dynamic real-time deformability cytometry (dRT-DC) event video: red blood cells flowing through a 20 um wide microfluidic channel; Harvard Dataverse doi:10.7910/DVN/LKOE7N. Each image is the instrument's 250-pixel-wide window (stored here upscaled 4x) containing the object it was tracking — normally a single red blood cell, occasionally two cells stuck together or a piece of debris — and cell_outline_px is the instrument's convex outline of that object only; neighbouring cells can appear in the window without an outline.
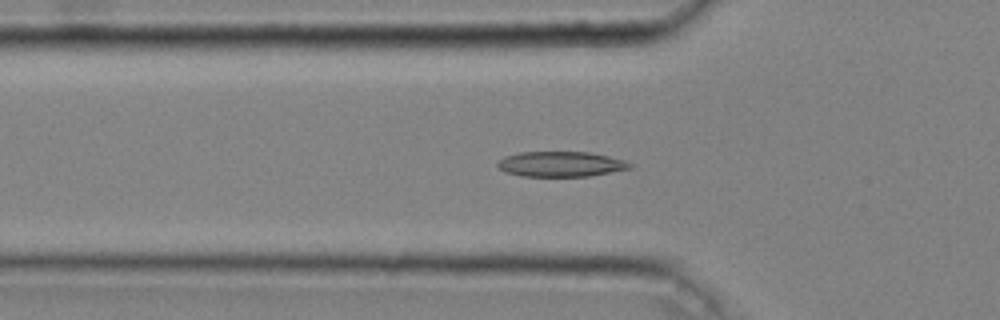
{"species": "common noctule bat (a hibernating species)", "species_latin": "Nyctalus noctula", "temperature_condition": "cold", "stored_images_in_passage": 47, "camera_frame_rate_fps": 3000, "um_per_image_px": 0.085, "animal": {"sex": "male", "body_mass_g": 20.4}, "frame": {"image": 1, "passage_image": 16, "time_ms": 5.0, "image_size_px": [1000, 320], "cell_outline_px": [[632, 168], [588, 176], [520, 176], [504, 172], [496, 164], [504, 156], [520, 152], [588, 152], [608, 156], [624, 160], [632, 164]], "centroid_in_image_um": [47.64, 13.95], "position_along_channel_um": 78.2, "area_um2": 19.36}}
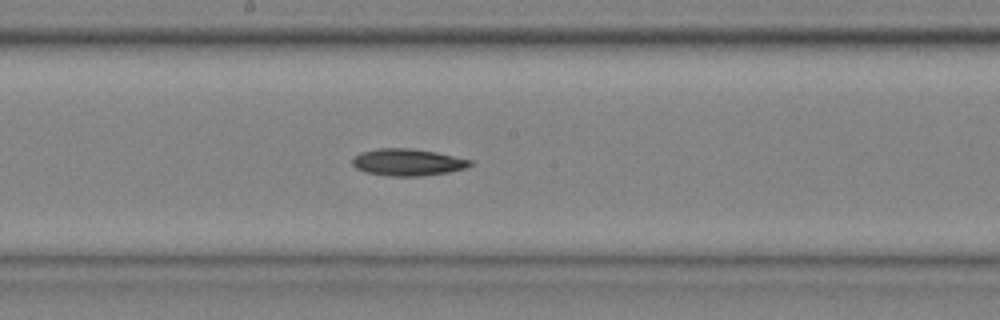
{"frame": {"image": 2, "passage_image": 26, "time_ms": 8.333, "image_size_px": [1000, 320], "cell_outline_px": [[472, 164], [464, 168], [448, 172], [420, 176], [388, 176], [364, 172], [356, 168], [352, 164], [352, 160], [360, 152], [376, 148], [408, 148], [436, 152], [472, 160]], "centroid_in_image_um": [34.61, 13.79], "position_along_channel_um": 213.6, "area_um2": 18.44}}
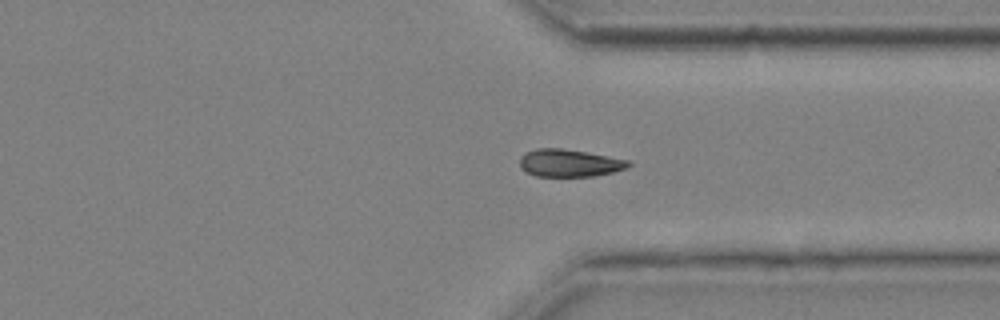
{"frame": {"image": 3, "passage_image": 37, "time_ms": 12.0, "image_size_px": [1000, 320], "cell_outline_px": [[632, 164], [628, 168], [612, 172], [592, 176], [536, 176], [520, 168], [520, 156], [524, 152], [536, 148], [564, 148], [608, 156], [628, 160]], "centroid_in_image_um": [48.38, 13.84], "position_along_channel_um": 363.0, "area_um2": 17.46}, "authors_computed_cell_mechanics": {"area_um2": 18.6116, "velocity_mm_per_s": 4.0586, "shape_relaxation_time_tau1_ms": 3.1005, "shape_relaxation_time_tau2_ms": null, "deformation_change_tau1": 0.076, "deformation_change_tau2": null}}